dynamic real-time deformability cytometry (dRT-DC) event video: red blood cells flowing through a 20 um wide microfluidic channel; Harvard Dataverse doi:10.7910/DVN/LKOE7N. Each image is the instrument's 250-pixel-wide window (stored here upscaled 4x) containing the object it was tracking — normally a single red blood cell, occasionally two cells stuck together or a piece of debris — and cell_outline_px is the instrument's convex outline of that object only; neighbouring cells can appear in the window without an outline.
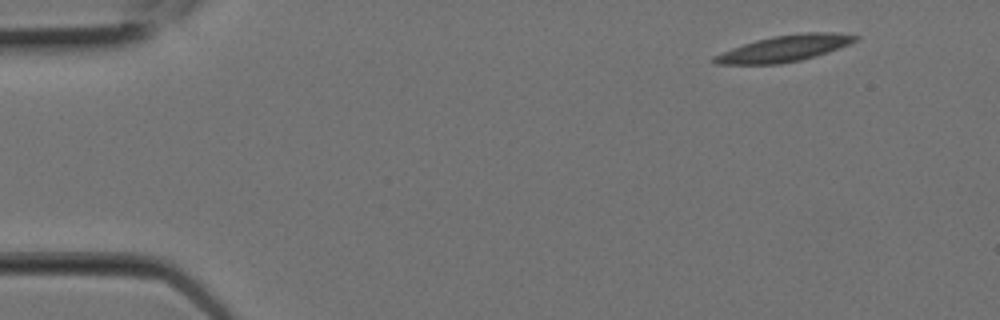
{"species": "Egyptian fruit bat (a non-hibernating species)", "species_latin": "Rousettus aegyptiacus", "temperature_condition": "room temperature", "stored_images_in_passage": 5, "camera_frame_rate_fps": 3000, "um_per_image_px": 0.085, "animal": {"sex": "female"}, "frame": {"image": 1, "passage_image": 1, "time_ms": 0.0, "image_size_px": [1000, 320], "cell_outline_px": [[860, 40], [840, 48], [816, 56], [800, 60], [780, 64], [716, 64], [708, 60], [712, 56], [732, 48], [756, 40], [772, 36], [804, 32], [832, 32], [860, 36]], "centroid_in_image_um": [66.69, 4.12], "position_along_channel_um": 18.3, "area_um2": 21.79}}
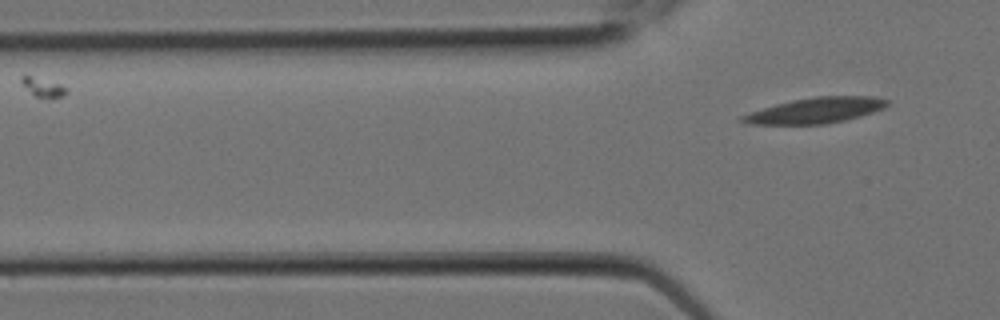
{"frame": {"image": 2, "passage_image": 5, "time_ms": 1.333, "image_size_px": [1000, 320], "cell_outline_px": [[892, 100], [884, 108], [860, 116], [844, 120], [824, 124], [748, 124], [740, 120], [740, 116], [776, 104], [792, 100], [816, 96], [872, 96]], "centroid_in_image_um": [69.37, 9.37], "position_along_channel_um": 56.4, "area_um2": 21.44}}